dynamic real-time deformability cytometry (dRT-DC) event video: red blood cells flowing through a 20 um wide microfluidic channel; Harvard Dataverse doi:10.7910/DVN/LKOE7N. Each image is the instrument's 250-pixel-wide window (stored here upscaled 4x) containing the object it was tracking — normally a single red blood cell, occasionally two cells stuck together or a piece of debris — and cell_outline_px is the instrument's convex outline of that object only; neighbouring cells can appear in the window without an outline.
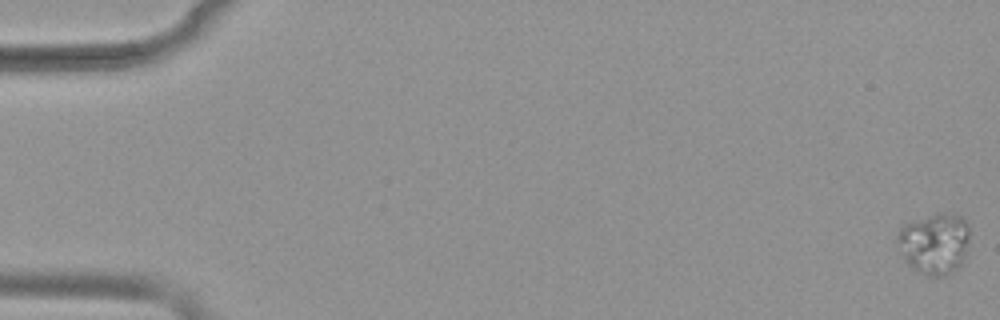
{"species": "common noctule bat (a hibernating species)", "species_latin": "Nyctalus noctula", "temperature_condition": "warm", "stored_images_in_passage": 54, "camera_frame_rate_fps": 3000, "um_per_image_px": 0.085, "animal": {"sex": "female", "body_mass_g": 19.9}, "frame": {"image": 1, "passage_image": 1, "time_ms": 0.0, "image_size_px": [1000, 320], "cell_outline_px": [[968, 240], [964, 260], [960, 268], [948, 276], [928, 276], [912, 268], [908, 264], [900, 252], [896, 240], [896, 236], [900, 224], [940, 212], [944, 212], [964, 216], [968, 224]], "centroid_in_image_um": [79.42, 20.69], "position_along_channel_um": 5.6, "area_um2": 26.41}}
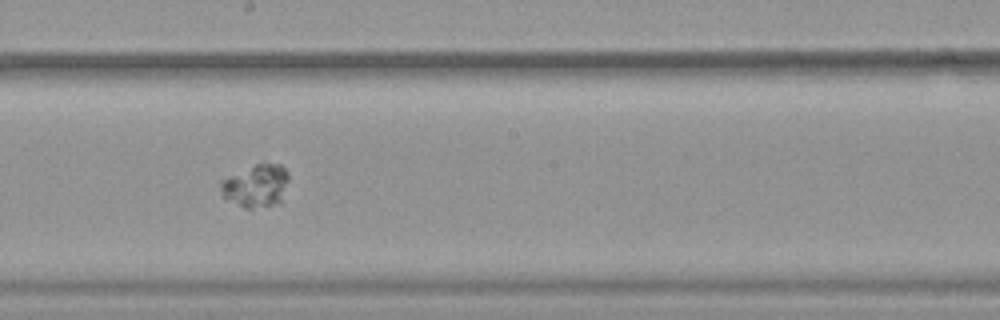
{"frame": {"image": 2, "passage_image": 31, "time_ms": 10.0, "image_size_px": [1000, 320], "cell_outline_px": [[288, 180], [280, 204], [252, 208], [244, 208], [224, 200], [220, 188], [220, 180], [256, 164], [280, 164], [288, 172]], "centroid_in_image_um": [21.74, 15.82], "position_along_channel_um": 226.5, "area_um2": 16.99}}
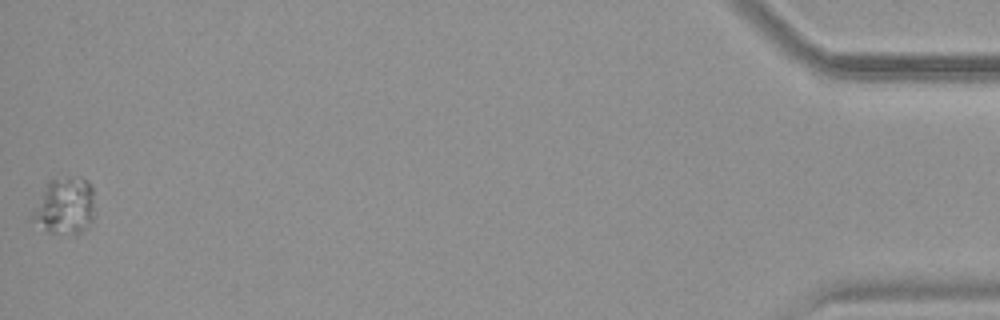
{"frame": {"image": 3, "passage_image": 54, "time_ms": 17.667, "image_size_px": [1000, 320], "cell_outline_px": [[96, 212], [92, 220], [76, 236], [48, 232], [28, 220], [48, 180], [68, 176], [80, 176], [88, 180], [92, 188]], "centroid_in_image_um": [5.51, 17.51], "position_along_channel_um": 429.7, "area_um2": 21.33}}